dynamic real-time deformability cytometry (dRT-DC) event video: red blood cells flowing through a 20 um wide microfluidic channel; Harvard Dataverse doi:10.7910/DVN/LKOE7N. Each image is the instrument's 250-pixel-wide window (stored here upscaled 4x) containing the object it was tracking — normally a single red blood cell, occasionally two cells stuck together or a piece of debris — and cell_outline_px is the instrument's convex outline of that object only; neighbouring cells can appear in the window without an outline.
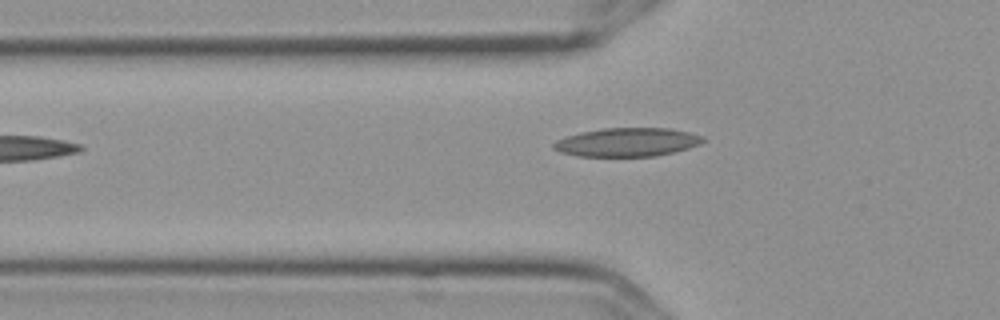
{"species": "Egyptian fruit bat (a non-hibernating species)", "species_latin": "Rousettus aegyptiacus", "temperature_condition": "cold", "stored_images_in_passage": 3, "camera_frame_rate_fps": 3000, "um_per_image_px": 0.085, "frame": {"image": 1, "passage_image": 3, "time_ms": 0.667, "image_size_px": [1000, 320], "cell_outline_px": [[708, 140], [700, 144], [688, 148], [656, 156], [580, 156], [560, 152], [552, 148], [552, 144], [556, 140], [580, 132], [600, 128], [672, 128], [704, 136]], "centroid_in_image_um": [53.33, 12.08], "position_along_channel_um": 72.5, "area_um2": 25.03}}